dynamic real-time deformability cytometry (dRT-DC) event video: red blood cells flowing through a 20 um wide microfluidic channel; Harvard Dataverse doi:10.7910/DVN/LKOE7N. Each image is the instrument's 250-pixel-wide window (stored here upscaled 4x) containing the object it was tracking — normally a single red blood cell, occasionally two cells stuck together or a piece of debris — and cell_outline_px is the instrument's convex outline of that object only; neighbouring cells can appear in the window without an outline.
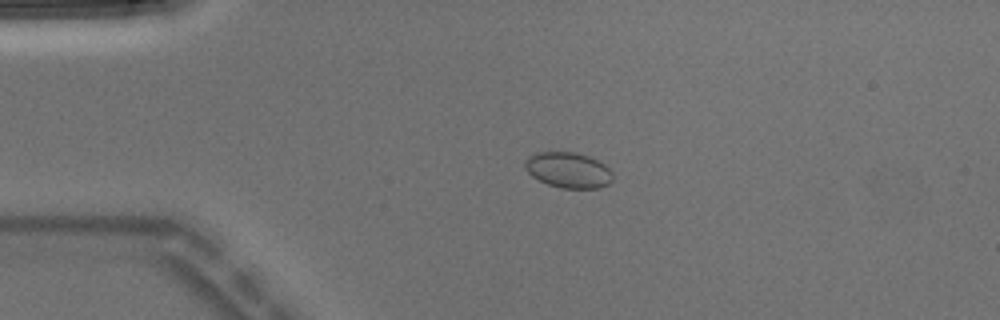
{"species": "Egyptian fruit bat (a non-hibernating species)", "species_latin": "Rousettus aegyptiacus", "temperature_condition": "warm", "stored_images_in_passage": 5, "camera_frame_rate_fps": 3000, "um_per_image_px": 0.085, "animal": {"sex": "male"}, "frame": {"image": 1, "passage_image": 4, "time_ms": 1.0, "image_size_px": [1000, 320], "cell_outline_px": [[612, 180], [608, 184], [600, 188], [560, 188], [548, 184], [532, 176], [524, 168], [524, 160], [528, 156], [536, 152], [576, 152], [588, 156], [604, 164], [612, 172]], "centroid_in_image_um": [48.28, 14.45], "position_along_channel_um": 36.7, "area_um2": 18.26}}